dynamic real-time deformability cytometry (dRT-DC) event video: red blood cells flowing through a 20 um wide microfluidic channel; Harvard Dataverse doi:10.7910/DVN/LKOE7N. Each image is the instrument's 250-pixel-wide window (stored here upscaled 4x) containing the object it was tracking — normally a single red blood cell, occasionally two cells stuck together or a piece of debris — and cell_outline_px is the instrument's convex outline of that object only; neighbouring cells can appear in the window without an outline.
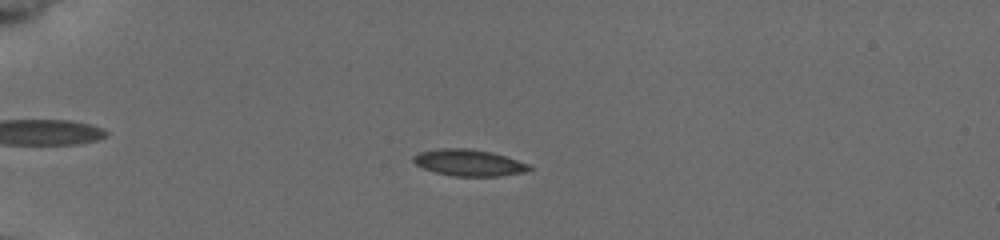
{"species": "common noctule bat (a hibernating species)", "species_latin": "Nyctalus noctula", "temperature_condition": "cold", "stored_images_in_passage": 50, "camera_frame_rate_fps": 3000, "um_per_image_px": 0.085, "animal": {"sex": "female", "body_mass_g": 19.5, "forearm_length_mm": 54.1}, "frame": {"image": 1, "passage_image": 10, "time_ms": 3.0, "image_size_px": [1000, 240], "cell_outline_px": [[532, 168], [524, 172], [500, 176], [452, 176], [436, 172], [424, 168], [416, 164], [412, 160], [412, 156], [420, 152], [440, 148], [468, 148], [492, 152], [528, 164]], "centroid_in_image_um": [39.82, 13.83], "position_along_channel_um": 45.2, "area_um2": 17.74}}
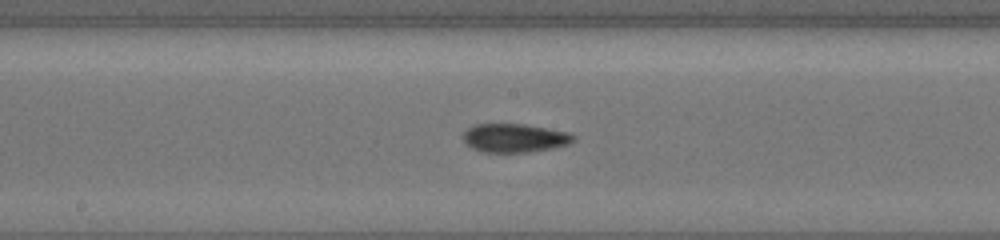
{"frame": {"image": 2, "passage_image": 26, "time_ms": 8.333, "image_size_px": [1000, 240], "cell_outline_px": [[576, 140], [568, 144], [556, 148], [528, 152], [484, 152], [472, 148], [464, 140], [464, 132], [472, 124], [524, 124], [548, 128], [568, 132], [576, 136]], "centroid_in_image_um": [43.79, 11.73], "position_along_channel_um": 204.4, "area_um2": 18.5}}
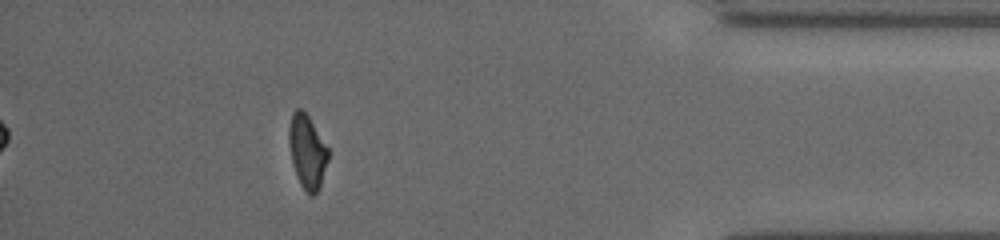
{"frame": {"image": 3, "passage_image": 45, "time_ms": 14.667, "image_size_px": [1000, 240], "cell_outline_px": [[328, 160], [320, 184], [316, 192], [312, 196], [300, 184], [292, 164], [288, 144], [288, 128], [292, 112], [296, 108], [300, 108], [308, 116], [328, 148]], "centroid_in_image_um": [26.08, 12.85], "position_along_channel_um": 409.1, "area_um2": 16.65}, "authors_computed_cell_mechanics": {"area_um2": 17.629, "velocity_mm_per_s": 3.7872, "shape_relaxation_time_tau1_ms": null, "shape_relaxation_time_tau2_ms": 6.0757, "deformation_change_tau1": null, "deformation_change_tau2": 0.1049}}